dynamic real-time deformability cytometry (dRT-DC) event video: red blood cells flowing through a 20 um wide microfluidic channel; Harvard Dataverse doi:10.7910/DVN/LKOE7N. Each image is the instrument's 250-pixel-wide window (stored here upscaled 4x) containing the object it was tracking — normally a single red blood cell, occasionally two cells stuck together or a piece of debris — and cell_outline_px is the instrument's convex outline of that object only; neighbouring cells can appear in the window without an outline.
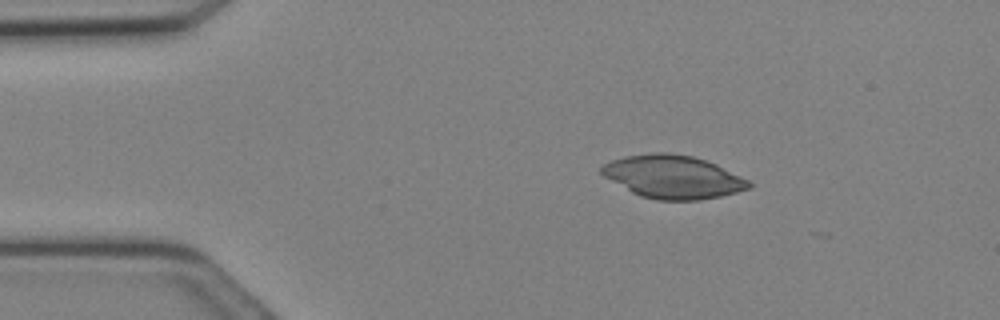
{"species": "Egyptian fruit bat (a non-hibernating species)", "species_latin": "Rousettus aegyptiacus", "temperature_condition": "cold", "stored_images_in_passage": 3, "camera_frame_rate_fps": 3000, "um_per_image_px": 0.085, "animal": {"sex": "female"}, "frame": {"image": 1, "passage_image": 1, "time_ms": 0.0, "image_size_px": [1000, 320], "cell_outline_px": [[752, 188], [720, 196], [700, 200], [656, 200], [640, 196], [632, 192], [604, 176], [600, 172], [600, 168], [604, 164], [612, 160], [624, 156], [652, 152], [668, 152], [692, 156], [716, 164], [748, 180], [752, 184]], "centroid_in_image_um": [57.2, 15.03], "position_along_channel_um": 27.8, "area_um2": 36.88}}